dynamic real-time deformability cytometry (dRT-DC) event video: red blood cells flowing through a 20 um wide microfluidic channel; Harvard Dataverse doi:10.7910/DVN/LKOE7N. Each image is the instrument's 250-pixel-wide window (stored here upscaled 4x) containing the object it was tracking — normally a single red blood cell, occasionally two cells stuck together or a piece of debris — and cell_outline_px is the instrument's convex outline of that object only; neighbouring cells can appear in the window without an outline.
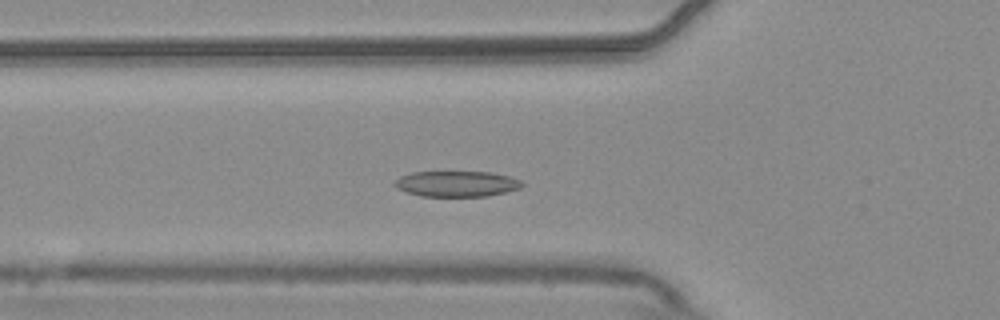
{"species": "common noctule bat (a hibernating species)", "species_latin": "Nyctalus noctula", "temperature_condition": "warm", "stored_images_in_passage": 18, "camera_frame_rate_fps": 3000, "um_per_image_px": 0.085, "animal": {"sex": "male", "body_mass_g": 20.4}, "frame": {"image": 1, "passage_image": 16, "time_ms": 5.0, "image_size_px": [1000, 320], "cell_outline_px": [[524, 184], [520, 188], [488, 196], [420, 196], [396, 188], [392, 184], [400, 176], [412, 172], [492, 172], [508, 176], [520, 180]], "centroid_in_image_um": [38.8, 15.62], "position_along_channel_um": 87.0, "area_um2": 19.02}}